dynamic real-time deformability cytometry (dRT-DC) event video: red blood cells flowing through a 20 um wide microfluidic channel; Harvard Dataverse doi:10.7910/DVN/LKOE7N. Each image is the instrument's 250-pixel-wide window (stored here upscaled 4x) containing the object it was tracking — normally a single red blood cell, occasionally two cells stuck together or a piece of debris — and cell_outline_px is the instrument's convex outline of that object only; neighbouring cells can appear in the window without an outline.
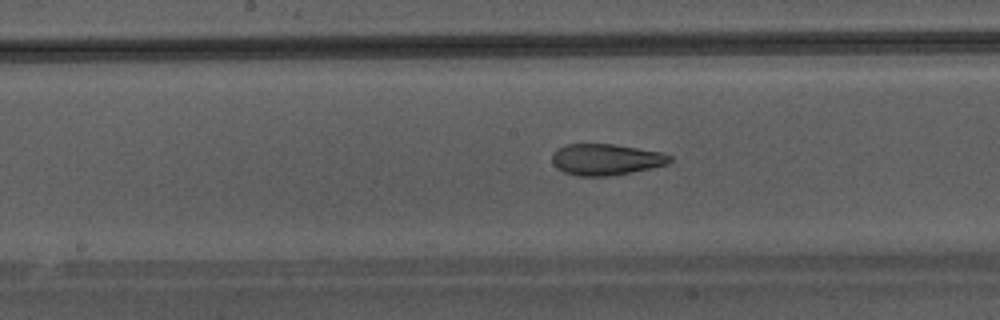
{"species": "Egyptian fruit bat (a non-hibernating species)", "species_latin": "Rousettus aegyptiacus", "temperature_condition": "warm", "stored_images_in_passage": 24, "camera_frame_rate_fps": 3000, "um_per_image_px": 0.085, "animal": {"sex": "male"}, "frame": {"image": 1, "passage_image": 11, "time_ms": 3.333, "image_size_px": [1000, 320], "cell_outline_px": [[672, 160], [668, 164], [632, 172], [608, 176], [580, 176], [564, 172], [556, 168], [552, 164], [552, 152], [556, 148], [568, 144], [612, 144], [660, 152], [672, 156]], "centroid_in_image_um": [51.46, 13.56], "position_along_channel_um": 196.7, "area_um2": 21.44}}